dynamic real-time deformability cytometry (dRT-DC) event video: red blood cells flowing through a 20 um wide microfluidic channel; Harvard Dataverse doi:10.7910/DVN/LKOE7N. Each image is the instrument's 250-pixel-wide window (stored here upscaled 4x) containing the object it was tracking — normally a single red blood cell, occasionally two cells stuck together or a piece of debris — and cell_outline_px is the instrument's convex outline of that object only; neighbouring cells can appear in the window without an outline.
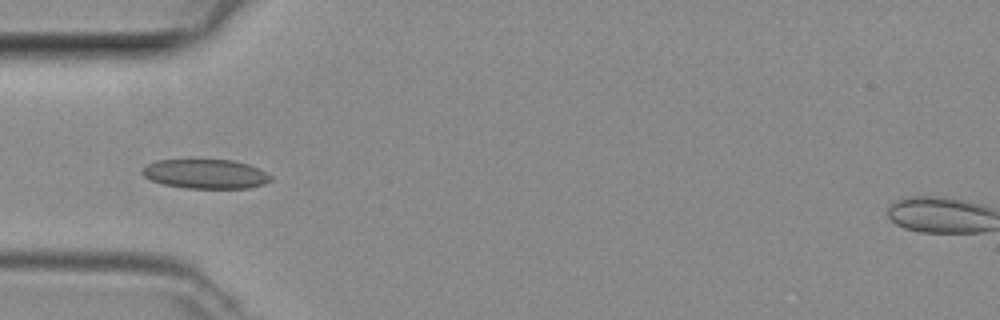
{"species": "common noctule bat (a hibernating species)", "species_latin": "Nyctalus noctula", "temperature_condition": "room temperature", "stored_images_in_passage": 25, "camera_frame_rate_fps": 3000, "um_per_image_px": 0.085, "animal": {"sex": "female", "body_mass_g": 29.2, "forearm_length_mm": 56.3}, "frame": {"image": 1, "passage_image": 9, "time_ms": 2.667, "image_size_px": [1000, 320], "cell_outline_px": [[272, 180], [264, 184], [248, 188], [184, 188], [164, 184], [152, 180], [144, 176], [140, 172], [148, 164], [160, 160], [232, 160], [248, 164], [272, 176]], "centroid_in_image_um": [17.48, 14.79], "position_along_channel_um": 67.5, "area_um2": 21.73}}
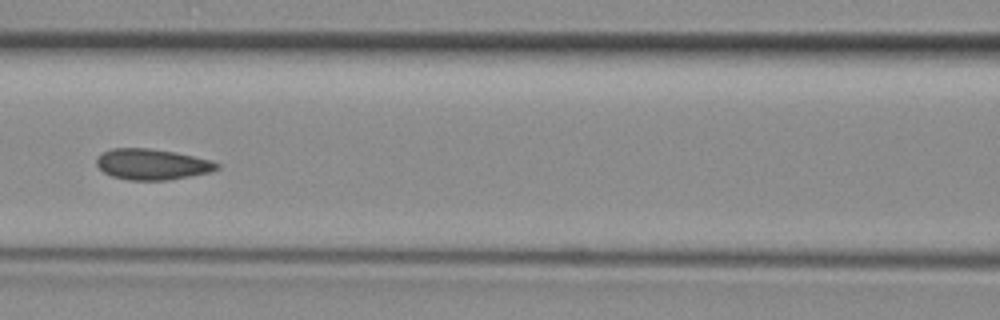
{"frame": {"image": 2, "passage_image": 15, "time_ms": 4.667, "image_size_px": [1000, 320], "cell_outline_px": [[220, 168], [212, 172], [168, 180], [128, 180], [112, 176], [104, 172], [96, 164], [96, 156], [112, 148], [148, 148], [172, 152], [212, 160], [220, 164]], "centroid_in_image_um": [12.94, 13.97], "position_along_channel_um": 153.7, "area_um2": 21.62}}
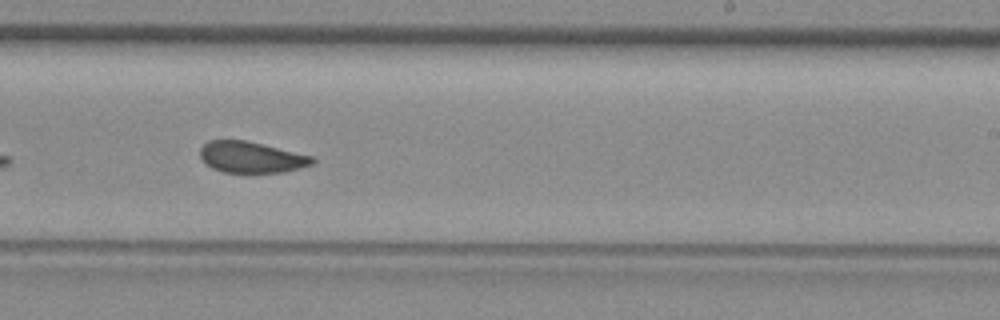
{"frame": {"image": 3, "passage_image": 23, "time_ms": 7.333, "image_size_px": [1000, 320], "cell_outline_px": [[316, 160], [312, 164], [300, 168], [284, 172], [224, 172], [212, 168], [200, 156], [200, 148], [208, 140], [248, 140], [312, 156]], "centroid_in_image_um": [21.37, 13.35], "position_along_channel_um": 267.6, "area_um2": 20.29}}